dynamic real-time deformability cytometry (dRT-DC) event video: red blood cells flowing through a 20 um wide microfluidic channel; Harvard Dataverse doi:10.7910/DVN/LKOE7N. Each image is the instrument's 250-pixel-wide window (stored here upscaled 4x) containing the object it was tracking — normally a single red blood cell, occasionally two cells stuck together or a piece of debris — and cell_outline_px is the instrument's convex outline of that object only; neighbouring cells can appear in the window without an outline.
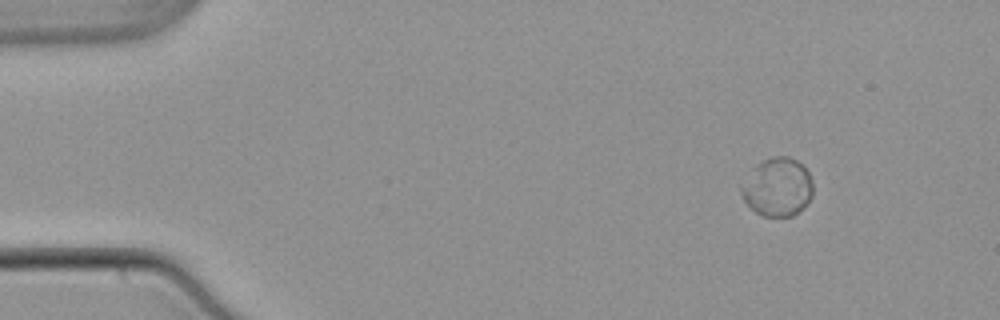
{"species": "common noctule bat (a hibernating species)", "species_latin": "Nyctalus noctula", "temperature_condition": "warm", "stored_images_in_passage": 49, "camera_frame_rate_fps": 3000, "um_per_image_px": 0.085, "animal": {"sex": "male", "body_mass_g": 21.5, "forearm_length_mm": 52.0}, "frame": {"image": 1, "passage_image": 1, "time_ms": 0.0, "image_size_px": [1000, 320], "cell_outline_px": [[812, 196], [804, 208], [792, 216], [764, 216], [756, 212], [744, 200], [740, 192], [740, 184], [756, 164], [772, 156], [788, 156], [804, 164], [812, 180]], "centroid_in_image_um": [66.09, 15.89], "position_along_channel_um": 18.9, "area_um2": 24.57}}
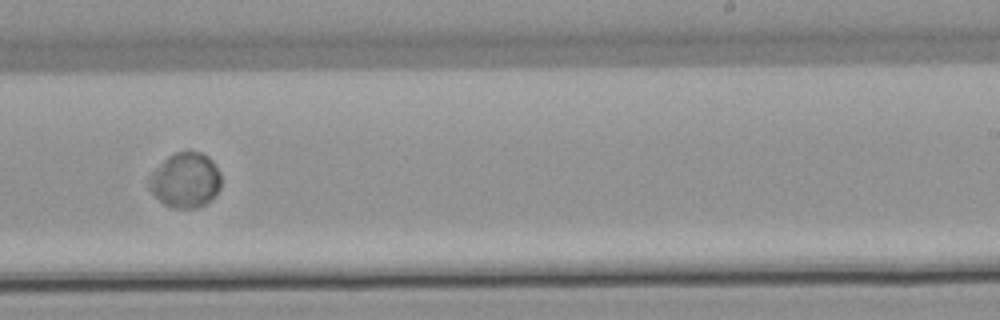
{"frame": {"image": 2, "passage_image": 29, "time_ms": 9.333, "image_size_px": [1000, 320], "cell_outline_px": [[220, 188], [212, 200], [196, 208], [172, 208], [164, 204], [148, 188], [148, 180], [152, 172], [168, 156], [176, 152], [200, 152], [208, 156], [212, 160], [220, 172]], "centroid_in_image_um": [15.77, 15.32], "position_along_channel_um": 273.2, "area_um2": 23.06}}
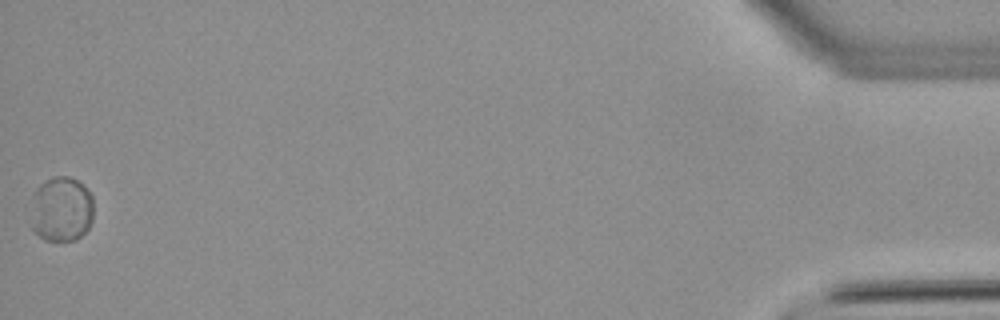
{"frame": {"image": 3, "passage_image": 49, "time_ms": 16.0, "image_size_px": [1000, 320], "cell_outline_px": [[92, 220], [88, 228], [76, 240], [44, 240], [32, 228], [36, 188], [40, 184], [52, 176], [68, 176], [84, 184], [92, 196]], "centroid_in_image_um": [5.27, 17.77], "position_along_channel_um": 429.9, "area_um2": 23.41}, "authors_computed_cell_mechanics": {"area_um2": 23.5246, "velocity_mm_per_s": 3.7881, "shape_relaxation_time_tau1_ms": 3.2906, "shape_relaxation_time_tau2_ms": null, "deformation_change_tau1": 0.0327, "deformation_change_tau2": null}}